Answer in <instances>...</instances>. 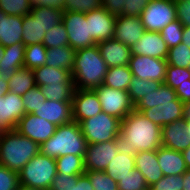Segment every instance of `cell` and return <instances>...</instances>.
Returning a JSON list of instances; mask_svg holds the SVG:
<instances>
[{
	"instance_id": "30",
	"label": "cell",
	"mask_w": 190,
	"mask_h": 190,
	"mask_svg": "<svg viewBox=\"0 0 190 190\" xmlns=\"http://www.w3.org/2000/svg\"><path fill=\"white\" fill-rule=\"evenodd\" d=\"M133 74L128 65L109 67L104 78L103 85L113 89L126 90L128 89Z\"/></svg>"
},
{
	"instance_id": "35",
	"label": "cell",
	"mask_w": 190,
	"mask_h": 190,
	"mask_svg": "<svg viewBox=\"0 0 190 190\" xmlns=\"http://www.w3.org/2000/svg\"><path fill=\"white\" fill-rule=\"evenodd\" d=\"M40 88L46 99L60 102H72L75 91L74 84H50Z\"/></svg>"
},
{
	"instance_id": "32",
	"label": "cell",
	"mask_w": 190,
	"mask_h": 190,
	"mask_svg": "<svg viewBox=\"0 0 190 190\" xmlns=\"http://www.w3.org/2000/svg\"><path fill=\"white\" fill-rule=\"evenodd\" d=\"M45 33L39 19H35L31 13L23 16L22 43L25 46L42 43Z\"/></svg>"
},
{
	"instance_id": "63",
	"label": "cell",
	"mask_w": 190,
	"mask_h": 190,
	"mask_svg": "<svg viewBox=\"0 0 190 190\" xmlns=\"http://www.w3.org/2000/svg\"><path fill=\"white\" fill-rule=\"evenodd\" d=\"M184 122H185V127L187 130V133L189 132V134H190V121H184Z\"/></svg>"
},
{
	"instance_id": "16",
	"label": "cell",
	"mask_w": 190,
	"mask_h": 190,
	"mask_svg": "<svg viewBox=\"0 0 190 190\" xmlns=\"http://www.w3.org/2000/svg\"><path fill=\"white\" fill-rule=\"evenodd\" d=\"M145 28L141 18L136 16L118 15L114 26L113 38L132 47L142 37Z\"/></svg>"
},
{
	"instance_id": "44",
	"label": "cell",
	"mask_w": 190,
	"mask_h": 190,
	"mask_svg": "<svg viewBox=\"0 0 190 190\" xmlns=\"http://www.w3.org/2000/svg\"><path fill=\"white\" fill-rule=\"evenodd\" d=\"M94 190H118V183L104 171H85Z\"/></svg>"
},
{
	"instance_id": "50",
	"label": "cell",
	"mask_w": 190,
	"mask_h": 190,
	"mask_svg": "<svg viewBox=\"0 0 190 190\" xmlns=\"http://www.w3.org/2000/svg\"><path fill=\"white\" fill-rule=\"evenodd\" d=\"M151 0H125L124 15L140 17Z\"/></svg>"
},
{
	"instance_id": "61",
	"label": "cell",
	"mask_w": 190,
	"mask_h": 190,
	"mask_svg": "<svg viewBox=\"0 0 190 190\" xmlns=\"http://www.w3.org/2000/svg\"><path fill=\"white\" fill-rule=\"evenodd\" d=\"M17 190H43V189L33 188V187L20 184Z\"/></svg>"
},
{
	"instance_id": "52",
	"label": "cell",
	"mask_w": 190,
	"mask_h": 190,
	"mask_svg": "<svg viewBox=\"0 0 190 190\" xmlns=\"http://www.w3.org/2000/svg\"><path fill=\"white\" fill-rule=\"evenodd\" d=\"M124 4L125 0H102V7L115 16L124 15Z\"/></svg>"
},
{
	"instance_id": "19",
	"label": "cell",
	"mask_w": 190,
	"mask_h": 190,
	"mask_svg": "<svg viewBox=\"0 0 190 190\" xmlns=\"http://www.w3.org/2000/svg\"><path fill=\"white\" fill-rule=\"evenodd\" d=\"M97 47L108 68L129 65L132 54L127 45L111 38L98 42Z\"/></svg>"
},
{
	"instance_id": "11",
	"label": "cell",
	"mask_w": 190,
	"mask_h": 190,
	"mask_svg": "<svg viewBox=\"0 0 190 190\" xmlns=\"http://www.w3.org/2000/svg\"><path fill=\"white\" fill-rule=\"evenodd\" d=\"M118 153L115 140L88 144L84 156L85 171H104Z\"/></svg>"
},
{
	"instance_id": "23",
	"label": "cell",
	"mask_w": 190,
	"mask_h": 190,
	"mask_svg": "<svg viewBox=\"0 0 190 190\" xmlns=\"http://www.w3.org/2000/svg\"><path fill=\"white\" fill-rule=\"evenodd\" d=\"M23 16L6 15L0 9V44L3 47L22 43Z\"/></svg>"
},
{
	"instance_id": "59",
	"label": "cell",
	"mask_w": 190,
	"mask_h": 190,
	"mask_svg": "<svg viewBox=\"0 0 190 190\" xmlns=\"http://www.w3.org/2000/svg\"><path fill=\"white\" fill-rule=\"evenodd\" d=\"M183 120L184 121H190V101L184 103Z\"/></svg>"
},
{
	"instance_id": "20",
	"label": "cell",
	"mask_w": 190,
	"mask_h": 190,
	"mask_svg": "<svg viewBox=\"0 0 190 190\" xmlns=\"http://www.w3.org/2000/svg\"><path fill=\"white\" fill-rule=\"evenodd\" d=\"M33 114L58 127L73 121L72 102L47 99Z\"/></svg>"
},
{
	"instance_id": "37",
	"label": "cell",
	"mask_w": 190,
	"mask_h": 190,
	"mask_svg": "<svg viewBox=\"0 0 190 190\" xmlns=\"http://www.w3.org/2000/svg\"><path fill=\"white\" fill-rule=\"evenodd\" d=\"M42 44L47 49L69 45L68 34L62 21L46 31Z\"/></svg>"
},
{
	"instance_id": "45",
	"label": "cell",
	"mask_w": 190,
	"mask_h": 190,
	"mask_svg": "<svg viewBox=\"0 0 190 190\" xmlns=\"http://www.w3.org/2000/svg\"><path fill=\"white\" fill-rule=\"evenodd\" d=\"M190 79V71L189 68H179L176 66L167 65L166 67V78L164 83L171 87L172 89H176L180 84H184L188 82Z\"/></svg>"
},
{
	"instance_id": "1",
	"label": "cell",
	"mask_w": 190,
	"mask_h": 190,
	"mask_svg": "<svg viewBox=\"0 0 190 190\" xmlns=\"http://www.w3.org/2000/svg\"><path fill=\"white\" fill-rule=\"evenodd\" d=\"M115 142L118 152L128 155L157 150L162 146V127L133 110L121 121Z\"/></svg>"
},
{
	"instance_id": "5",
	"label": "cell",
	"mask_w": 190,
	"mask_h": 190,
	"mask_svg": "<svg viewBox=\"0 0 190 190\" xmlns=\"http://www.w3.org/2000/svg\"><path fill=\"white\" fill-rule=\"evenodd\" d=\"M57 175L55 158L40 152L35 155L19 172L21 185L48 190Z\"/></svg>"
},
{
	"instance_id": "47",
	"label": "cell",
	"mask_w": 190,
	"mask_h": 190,
	"mask_svg": "<svg viewBox=\"0 0 190 190\" xmlns=\"http://www.w3.org/2000/svg\"><path fill=\"white\" fill-rule=\"evenodd\" d=\"M183 174L163 176L149 190H183Z\"/></svg>"
},
{
	"instance_id": "36",
	"label": "cell",
	"mask_w": 190,
	"mask_h": 190,
	"mask_svg": "<svg viewBox=\"0 0 190 190\" xmlns=\"http://www.w3.org/2000/svg\"><path fill=\"white\" fill-rule=\"evenodd\" d=\"M47 59V48L42 44H31L25 46L24 66L35 69L43 66Z\"/></svg>"
},
{
	"instance_id": "38",
	"label": "cell",
	"mask_w": 190,
	"mask_h": 190,
	"mask_svg": "<svg viewBox=\"0 0 190 190\" xmlns=\"http://www.w3.org/2000/svg\"><path fill=\"white\" fill-rule=\"evenodd\" d=\"M167 65L179 68H189L190 66V48L182 42L169 49L166 58Z\"/></svg>"
},
{
	"instance_id": "34",
	"label": "cell",
	"mask_w": 190,
	"mask_h": 190,
	"mask_svg": "<svg viewBox=\"0 0 190 190\" xmlns=\"http://www.w3.org/2000/svg\"><path fill=\"white\" fill-rule=\"evenodd\" d=\"M63 11L52 7L36 6L32 7L31 14L35 19H39L44 30L48 31L62 21Z\"/></svg>"
},
{
	"instance_id": "58",
	"label": "cell",
	"mask_w": 190,
	"mask_h": 190,
	"mask_svg": "<svg viewBox=\"0 0 190 190\" xmlns=\"http://www.w3.org/2000/svg\"><path fill=\"white\" fill-rule=\"evenodd\" d=\"M183 159L186 163L187 169L190 170V146L182 151Z\"/></svg>"
},
{
	"instance_id": "40",
	"label": "cell",
	"mask_w": 190,
	"mask_h": 190,
	"mask_svg": "<svg viewBox=\"0 0 190 190\" xmlns=\"http://www.w3.org/2000/svg\"><path fill=\"white\" fill-rule=\"evenodd\" d=\"M0 9L11 16H25L31 13L30 0H0Z\"/></svg>"
},
{
	"instance_id": "43",
	"label": "cell",
	"mask_w": 190,
	"mask_h": 190,
	"mask_svg": "<svg viewBox=\"0 0 190 190\" xmlns=\"http://www.w3.org/2000/svg\"><path fill=\"white\" fill-rule=\"evenodd\" d=\"M25 114H33L47 100L37 85L22 95Z\"/></svg>"
},
{
	"instance_id": "41",
	"label": "cell",
	"mask_w": 190,
	"mask_h": 190,
	"mask_svg": "<svg viewBox=\"0 0 190 190\" xmlns=\"http://www.w3.org/2000/svg\"><path fill=\"white\" fill-rule=\"evenodd\" d=\"M184 26L179 20H175L170 24L166 25L161 31V36L168 48L177 46L182 42Z\"/></svg>"
},
{
	"instance_id": "17",
	"label": "cell",
	"mask_w": 190,
	"mask_h": 190,
	"mask_svg": "<svg viewBox=\"0 0 190 190\" xmlns=\"http://www.w3.org/2000/svg\"><path fill=\"white\" fill-rule=\"evenodd\" d=\"M141 112L143 116L148 118L153 123L163 127L166 124L183 119L184 103L178 98L171 102H164L162 105L147 109H134Z\"/></svg>"
},
{
	"instance_id": "49",
	"label": "cell",
	"mask_w": 190,
	"mask_h": 190,
	"mask_svg": "<svg viewBox=\"0 0 190 190\" xmlns=\"http://www.w3.org/2000/svg\"><path fill=\"white\" fill-rule=\"evenodd\" d=\"M80 175H66L65 173H57L48 190H71L72 186L77 184Z\"/></svg>"
},
{
	"instance_id": "21",
	"label": "cell",
	"mask_w": 190,
	"mask_h": 190,
	"mask_svg": "<svg viewBox=\"0 0 190 190\" xmlns=\"http://www.w3.org/2000/svg\"><path fill=\"white\" fill-rule=\"evenodd\" d=\"M162 146L180 152L190 146V134L183 119L162 127Z\"/></svg>"
},
{
	"instance_id": "18",
	"label": "cell",
	"mask_w": 190,
	"mask_h": 190,
	"mask_svg": "<svg viewBox=\"0 0 190 190\" xmlns=\"http://www.w3.org/2000/svg\"><path fill=\"white\" fill-rule=\"evenodd\" d=\"M130 49L132 55L148 56L165 60L169 51L161 33L156 31H145L142 37Z\"/></svg>"
},
{
	"instance_id": "64",
	"label": "cell",
	"mask_w": 190,
	"mask_h": 190,
	"mask_svg": "<svg viewBox=\"0 0 190 190\" xmlns=\"http://www.w3.org/2000/svg\"><path fill=\"white\" fill-rule=\"evenodd\" d=\"M5 93L4 92H0V99H2V96H4Z\"/></svg>"
},
{
	"instance_id": "51",
	"label": "cell",
	"mask_w": 190,
	"mask_h": 190,
	"mask_svg": "<svg viewBox=\"0 0 190 190\" xmlns=\"http://www.w3.org/2000/svg\"><path fill=\"white\" fill-rule=\"evenodd\" d=\"M176 18L186 27L190 26V0H181L175 3Z\"/></svg>"
},
{
	"instance_id": "48",
	"label": "cell",
	"mask_w": 190,
	"mask_h": 190,
	"mask_svg": "<svg viewBox=\"0 0 190 190\" xmlns=\"http://www.w3.org/2000/svg\"><path fill=\"white\" fill-rule=\"evenodd\" d=\"M19 185L18 172L0 164V190H17Z\"/></svg>"
},
{
	"instance_id": "25",
	"label": "cell",
	"mask_w": 190,
	"mask_h": 190,
	"mask_svg": "<svg viewBox=\"0 0 190 190\" xmlns=\"http://www.w3.org/2000/svg\"><path fill=\"white\" fill-rule=\"evenodd\" d=\"M157 158L163 176L184 174L188 170L180 151L161 146L157 149Z\"/></svg>"
},
{
	"instance_id": "24",
	"label": "cell",
	"mask_w": 190,
	"mask_h": 190,
	"mask_svg": "<svg viewBox=\"0 0 190 190\" xmlns=\"http://www.w3.org/2000/svg\"><path fill=\"white\" fill-rule=\"evenodd\" d=\"M4 58L0 62V77L9 82L18 68L24 66L25 45L15 43L4 48Z\"/></svg>"
},
{
	"instance_id": "46",
	"label": "cell",
	"mask_w": 190,
	"mask_h": 190,
	"mask_svg": "<svg viewBox=\"0 0 190 190\" xmlns=\"http://www.w3.org/2000/svg\"><path fill=\"white\" fill-rule=\"evenodd\" d=\"M102 7V0H66L64 11L87 13Z\"/></svg>"
},
{
	"instance_id": "2",
	"label": "cell",
	"mask_w": 190,
	"mask_h": 190,
	"mask_svg": "<svg viewBox=\"0 0 190 190\" xmlns=\"http://www.w3.org/2000/svg\"><path fill=\"white\" fill-rule=\"evenodd\" d=\"M107 70L97 44L77 50L71 72L75 89H96L103 84Z\"/></svg>"
},
{
	"instance_id": "29",
	"label": "cell",
	"mask_w": 190,
	"mask_h": 190,
	"mask_svg": "<svg viewBox=\"0 0 190 190\" xmlns=\"http://www.w3.org/2000/svg\"><path fill=\"white\" fill-rule=\"evenodd\" d=\"M134 169L135 155L118 153L108 164L104 172L108 174L112 180H115L118 183L122 177L128 175L130 171Z\"/></svg>"
},
{
	"instance_id": "33",
	"label": "cell",
	"mask_w": 190,
	"mask_h": 190,
	"mask_svg": "<svg viewBox=\"0 0 190 190\" xmlns=\"http://www.w3.org/2000/svg\"><path fill=\"white\" fill-rule=\"evenodd\" d=\"M55 161L57 173H65L69 176L85 173L84 156L68 154L55 158Z\"/></svg>"
},
{
	"instance_id": "27",
	"label": "cell",
	"mask_w": 190,
	"mask_h": 190,
	"mask_svg": "<svg viewBox=\"0 0 190 190\" xmlns=\"http://www.w3.org/2000/svg\"><path fill=\"white\" fill-rule=\"evenodd\" d=\"M177 98L174 89L162 83L152 85V89L139 102L134 105V109H147L162 105L164 102H171Z\"/></svg>"
},
{
	"instance_id": "42",
	"label": "cell",
	"mask_w": 190,
	"mask_h": 190,
	"mask_svg": "<svg viewBox=\"0 0 190 190\" xmlns=\"http://www.w3.org/2000/svg\"><path fill=\"white\" fill-rule=\"evenodd\" d=\"M118 190H149V187L140 171L134 169L118 182Z\"/></svg>"
},
{
	"instance_id": "56",
	"label": "cell",
	"mask_w": 190,
	"mask_h": 190,
	"mask_svg": "<svg viewBox=\"0 0 190 190\" xmlns=\"http://www.w3.org/2000/svg\"><path fill=\"white\" fill-rule=\"evenodd\" d=\"M182 43L190 48V26L184 27Z\"/></svg>"
},
{
	"instance_id": "60",
	"label": "cell",
	"mask_w": 190,
	"mask_h": 190,
	"mask_svg": "<svg viewBox=\"0 0 190 190\" xmlns=\"http://www.w3.org/2000/svg\"><path fill=\"white\" fill-rule=\"evenodd\" d=\"M0 92H4L5 94L9 92L8 82L4 81L2 77H0Z\"/></svg>"
},
{
	"instance_id": "26",
	"label": "cell",
	"mask_w": 190,
	"mask_h": 190,
	"mask_svg": "<svg viewBox=\"0 0 190 190\" xmlns=\"http://www.w3.org/2000/svg\"><path fill=\"white\" fill-rule=\"evenodd\" d=\"M35 84L38 87L50 84H74L71 72L66 69L43 65L33 69Z\"/></svg>"
},
{
	"instance_id": "54",
	"label": "cell",
	"mask_w": 190,
	"mask_h": 190,
	"mask_svg": "<svg viewBox=\"0 0 190 190\" xmlns=\"http://www.w3.org/2000/svg\"><path fill=\"white\" fill-rule=\"evenodd\" d=\"M177 98L182 102V103H186L190 101V79L188 80V82H185L184 84H180V86H178L175 89Z\"/></svg>"
},
{
	"instance_id": "8",
	"label": "cell",
	"mask_w": 190,
	"mask_h": 190,
	"mask_svg": "<svg viewBox=\"0 0 190 190\" xmlns=\"http://www.w3.org/2000/svg\"><path fill=\"white\" fill-rule=\"evenodd\" d=\"M93 90L96 92L100 101L102 112L122 121L134 110V105L126 90L113 89L103 84Z\"/></svg>"
},
{
	"instance_id": "14",
	"label": "cell",
	"mask_w": 190,
	"mask_h": 190,
	"mask_svg": "<svg viewBox=\"0 0 190 190\" xmlns=\"http://www.w3.org/2000/svg\"><path fill=\"white\" fill-rule=\"evenodd\" d=\"M73 121L81 123L102 112L100 101L93 89H75L72 99Z\"/></svg>"
},
{
	"instance_id": "57",
	"label": "cell",
	"mask_w": 190,
	"mask_h": 190,
	"mask_svg": "<svg viewBox=\"0 0 190 190\" xmlns=\"http://www.w3.org/2000/svg\"><path fill=\"white\" fill-rule=\"evenodd\" d=\"M183 190H190V170L183 174Z\"/></svg>"
},
{
	"instance_id": "15",
	"label": "cell",
	"mask_w": 190,
	"mask_h": 190,
	"mask_svg": "<svg viewBox=\"0 0 190 190\" xmlns=\"http://www.w3.org/2000/svg\"><path fill=\"white\" fill-rule=\"evenodd\" d=\"M25 115L22 96L7 92L0 99V131L15 130Z\"/></svg>"
},
{
	"instance_id": "28",
	"label": "cell",
	"mask_w": 190,
	"mask_h": 190,
	"mask_svg": "<svg viewBox=\"0 0 190 190\" xmlns=\"http://www.w3.org/2000/svg\"><path fill=\"white\" fill-rule=\"evenodd\" d=\"M75 52L76 51L69 45L49 48L47 49V59L45 65L58 69H66L72 72Z\"/></svg>"
},
{
	"instance_id": "39",
	"label": "cell",
	"mask_w": 190,
	"mask_h": 190,
	"mask_svg": "<svg viewBox=\"0 0 190 190\" xmlns=\"http://www.w3.org/2000/svg\"><path fill=\"white\" fill-rule=\"evenodd\" d=\"M161 82L146 81L137 77L132 78L130 85L127 89L130 100L133 105L139 102L147 93L152 89V85H161Z\"/></svg>"
},
{
	"instance_id": "55",
	"label": "cell",
	"mask_w": 190,
	"mask_h": 190,
	"mask_svg": "<svg viewBox=\"0 0 190 190\" xmlns=\"http://www.w3.org/2000/svg\"><path fill=\"white\" fill-rule=\"evenodd\" d=\"M71 190H94L88 176L84 173L78 177L77 184Z\"/></svg>"
},
{
	"instance_id": "22",
	"label": "cell",
	"mask_w": 190,
	"mask_h": 190,
	"mask_svg": "<svg viewBox=\"0 0 190 190\" xmlns=\"http://www.w3.org/2000/svg\"><path fill=\"white\" fill-rule=\"evenodd\" d=\"M135 169L143 175L148 187L163 177L158 163L157 150L137 152L135 154Z\"/></svg>"
},
{
	"instance_id": "12",
	"label": "cell",
	"mask_w": 190,
	"mask_h": 190,
	"mask_svg": "<svg viewBox=\"0 0 190 190\" xmlns=\"http://www.w3.org/2000/svg\"><path fill=\"white\" fill-rule=\"evenodd\" d=\"M57 126L34 114H25L18 122L16 130L39 145L54 135Z\"/></svg>"
},
{
	"instance_id": "7",
	"label": "cell",
	"mask_w": 190,
	"mask_h": 190,
	"mask_svg": "<svg viewBox=\"0 0 190 190\" xmlns=\"http://www.w3.org/2000/svg\"><path fill=\"white\" fill-rule=\"evenodd\" d=\"M140 18L145 31L160 32L177 19L175 3L172 0H151Z\"/></svg>"
},
{
	"instance_id": "53",
	"label": "cell",
	"mask_w": 190,
	"mask_h": 190,
	"mask_svg": "<svg viewBox=\"0 0 190 190\" xmlns=\"http://www.w3.org/2000/svg\"><path fill=\"white\" fill-rule=\"evenodd\" d=\"M32 7H52L55 9L63 10L66 0H30Z\"/></svg>"
},
{
	"instance_id": "4",
	"label": "cell",
	"mask_w": 190,
	"mask_h": 190,
	"mask_svg": "<svg viewBox=\"0 0 190 190\" xmlns=\"http://www.w3.org/2000/svg\"><path fill=\"white\" fill-rule=\"evenodd\" d=\"M87 145L80 124L72 121L58 126L54 135L40 145V153L52 158L68 154L85 156Z\"/></svg>"
},
{
	"instance_id": "6",
	"label": "cell",
	"mask_w": 190,
	"mask_h": 190,
	"mask_svg": "<svg viewBox=\"0 0 190 190\" xmlns=\"http://www.w3.org/2000/svg\"><path fill=\"white\" fill-rule=\"evenodd\" d=\"M121 120L105 112L87 118L80 123L82 134L88 144L116 140L120 134Z\"/></svg>"
},
{
	"instance_id": "3",
	"label": "cell",
	"mask_w": 190,
	"mask_h": 190,
	"mask_svg": "<svg viewBox=\"0 0 190 190\" xmlns=\"http://www.w3.org/2000/svg\"><path fill=\"white\" fill-rule=\"evenodd\" d=\"M40 145L16 129L0 131V164L19 172L35 155Z\"/></svg>"
},
{
	"instance_id": "9",
	"label": "cell",
	"mask_w": 190,
	"mask_h": 190,
	"mask_svg": "<svg viewBox=\"0 0 190 190\" xmlns=\"http://www.w3.org/2000/svg\"><path fill=\"white\" fill-rule=\"evenodd\" d=\"M62 22L68 34L69 46L75 51L97 44L89 34L86 13L63 11Z\"/></svg>"
},
{
	"instance_id": "13",
	"label": "cell",
	"mask_w": 190,
	"mask_h": 190,
	"mask_svg": "<svg viewBox=\"0 0 190 190\" xmlns=\"http://www.w3.org/2000/svg\"><path fill=\"white\" fill-rule=\"evenodd\" d=\"M116 17L104 7L86 13L89 34L96 43L113 38Z\"/></svg>"
},
{
	"instance_id": "62",
	"label": "cell",
	"mask_w": 190,
	"mask_h": 190,
	"mask_svg": "<svg viewBox=\"0 0 190 190\" xmlns=\"http://www.w3.org/2000/svg\"><path fill=\"white\" fill-rule=\"evenodd\" d=\"M4 48L1 44H0V62L3 60L4 58Z\"/></svg>"
},
{
	"instance_id": "10",
	"label": "cell",
	"mask_w": 190,
	"mask_h": 190,
	"mask_svg": "<svg viewBox=\"0 0 190 190\" xmlns=\"http://www.w3.org/2000/svg\"><path fill=\"white\" fill-rule=\"evenodd\" d=\"M128 66L134 77L161 83L165 81L167 67L165 59L132 55Z\"/></svg>"
},
{
	"instance_id": "31",
	"label": "cell",
	"mask_w": 190,
	"mask_h": 190,
	"mask_svg": "<svg viewBox=\"0 0 190 190\" xmlns=\"http://www.w3.org/2000/svg\"><path fill=\"white\" fill-rule=\"evenodd\" d=\"M9 91L22 96L31 88L35 87V78L33 69L20 67L8 82Z\"/></svg>"
}]
</instances>
